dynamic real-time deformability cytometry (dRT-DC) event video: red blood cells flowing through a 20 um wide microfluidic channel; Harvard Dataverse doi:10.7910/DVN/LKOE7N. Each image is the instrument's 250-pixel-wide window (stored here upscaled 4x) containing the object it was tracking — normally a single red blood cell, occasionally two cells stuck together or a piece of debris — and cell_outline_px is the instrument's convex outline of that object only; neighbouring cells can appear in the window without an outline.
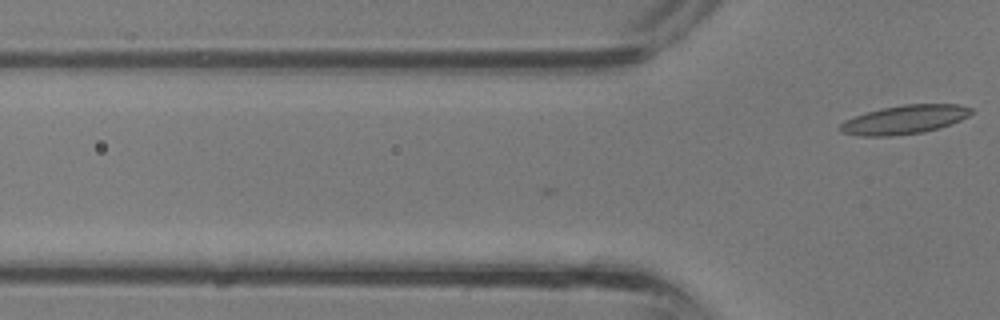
{"species": "common noctule bat (a hibernating species)", "species_latin": "Nyctalus noctula", "temperature_condition": "room temperature", "stored_images_in_passage": 5, "camera_frame_rate_fps": 3000, "um_per_image_px": 0.085, "animal": {"sex": "male", "body_mass_g": 13.3}, "frame": {"image": 1, "passage_image": 5, "time_ms": 1.333, "image_size_px": [1000, 320], "cell_outline_px": [[972, 112], [968, 116], [952, 124], [940, 128], [924, 132], [892, 136], [860, 136], [840, 132], [840, 124], [844, 120], [868, 112], [884, 108], [904, 104], [956, 104], [972, 108]], "centroid_in_image_um": [76.89, 10.17], "position_along_channel_um": 48.9, "area_um2": 21.91}}